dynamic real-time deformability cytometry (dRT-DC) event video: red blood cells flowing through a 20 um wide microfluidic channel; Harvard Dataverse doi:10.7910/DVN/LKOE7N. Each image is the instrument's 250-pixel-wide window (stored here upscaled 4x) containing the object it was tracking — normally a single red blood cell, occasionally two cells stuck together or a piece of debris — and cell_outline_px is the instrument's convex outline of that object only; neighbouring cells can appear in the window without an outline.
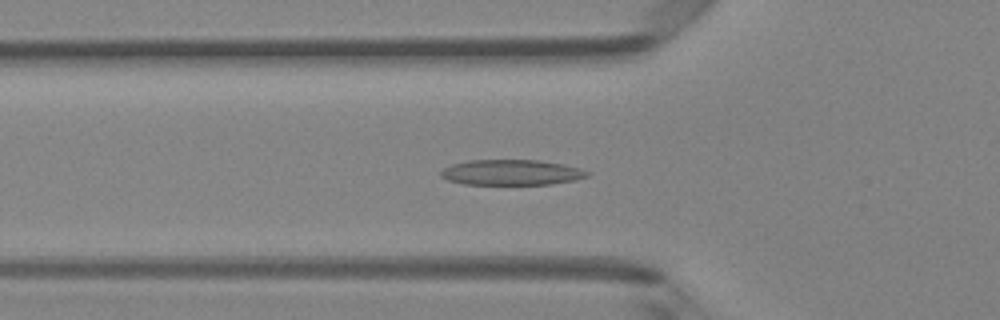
{"species": "Egyptian fruit bat (a non-hibernating species)", "species_latin": "Rousettus aegyptiacus", "temperature_condition": "room temperature", "stored_images_in_passage": 46, "camera_frame_rate_fps": 3000, "um_per_image_px": 0.085, "animal": {"sex": "female"}, "frame": {"image": 1, "passage_image": 16, "time_ms": 5.0, "image_size_px": [1000, 320], "cell_outline_px": [[588, 176], [576, 180], [552, 184], [464, 184], [448, 180], [440, 176], [440, 172], [444, 168], [452, 164], [468, 160], [536, 160], [564, 164], [588, 172]], "centroid_in_image_um": [43.44, 14.65], "position_along_channel_um": 82.4, "area_um2": 21.56}}
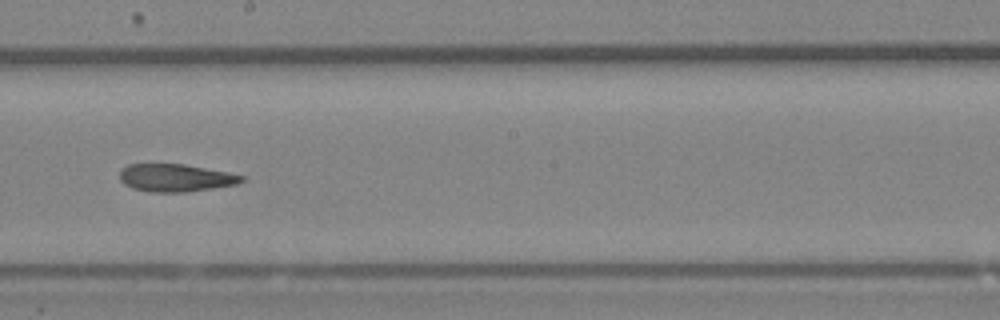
{"frame": {"image": 2, "passage_image": 27, "time_ms": 8.667, "image_size_px": [1000, 320], "cell_outline_px": [[244, 180], [236, 184], [212, 188], [184, 192], [148, 192], [132, 188], [124, 184], [120, 180], [120, 168], [128, 164], [184, 164], [228, 172], [244, 176]], "centroid_in_image_um": [14.88, 15.11], "position_along_channel_um": 233.3, "area_um2": 19.65}}
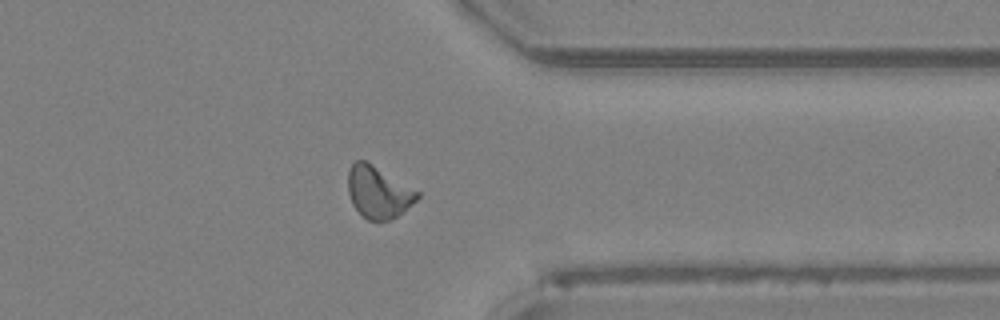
{"frame": {"image": 3, "passage_image": 38, "time_ms": 12.333, "image_size_px": [1000, 320], "cell_outline_px": [[420, 196], [412, 204], [396, 216], [388, 220], [368, 220], [352, 204], [348, 192], [348, 168], [356, 160], [364, 160], [372, 164], [420, 192]], "centroid_in_image_um": [32.14, 16.32], "position_along_channel_um": 379.3, "area_um2": 20.63}}